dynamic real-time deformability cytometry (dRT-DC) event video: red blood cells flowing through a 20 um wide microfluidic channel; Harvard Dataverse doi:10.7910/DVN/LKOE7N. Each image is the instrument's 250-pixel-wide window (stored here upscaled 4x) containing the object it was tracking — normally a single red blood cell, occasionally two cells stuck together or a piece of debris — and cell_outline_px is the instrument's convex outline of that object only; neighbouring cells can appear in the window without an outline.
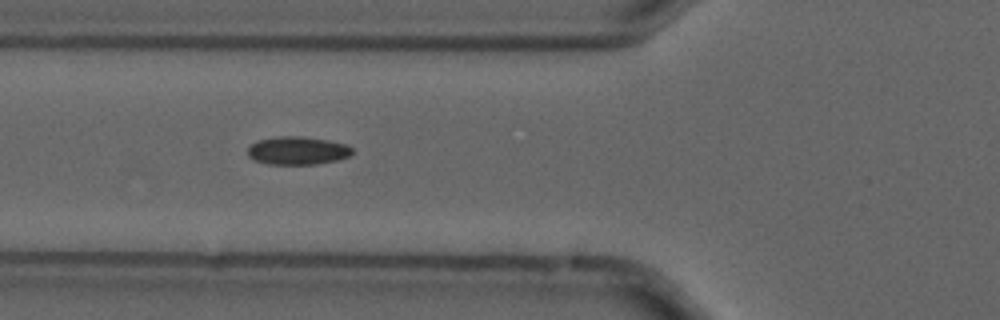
{"species": "common noctule bat (a hibernating species)", "species_latin": "Nyctalus noctula", "temperature_condition": "cold", "stored_images_in_passage": 5, "camera_frame_rate_fps": 3000, "um_per_image_px": 0.085, "animal": {"sex": "male", "forearm_length_mm": 52.5}, "frame": {"image": 1, "passage_image": 2, "time_ms": 0.333, "image_size_px": [1000, 320], "cell_outline_px": [[352, 152], [348, 156], [336, 160], [316, 164], [268, 164], [252, 160], [248, 156], [248, 148], [256, 140], [280, 136], [300, 136], [328, 140], [348, 144], [352, 148]], "centroid_in_image_um": [25.26, 12.8], "position_along_channel_um": 100.5, "area_um2": 17.17}}
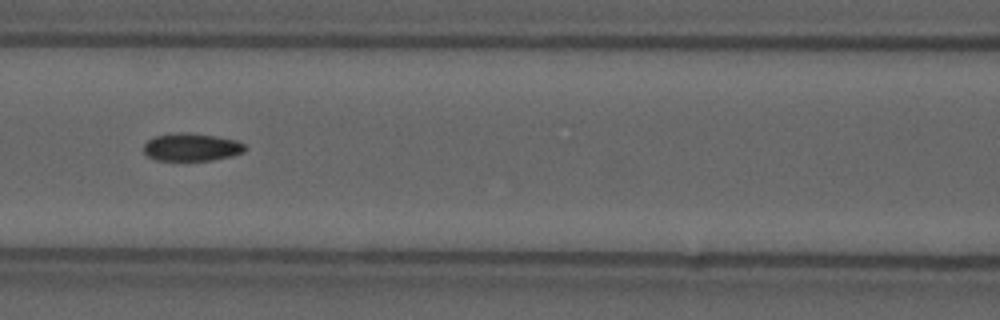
{"frame": {"image": 2, "passage_image": 3, "time_ms": 0.667, "image_size_px": [1000, 320], "cell_outline_px": [[248, 148], [244, 152], [232, 156], [212, 160], [156, 160], [148, 156], [144, 152], [144, 144], [148, 140], [156, 136], [176, 132], [184, 132], [216, 136], [236, 140], [244, 144]], "centroid_in_image_um": [16.3, 12.5], "position_along_channel_um": 150.3, "area_um2": 16.42}}
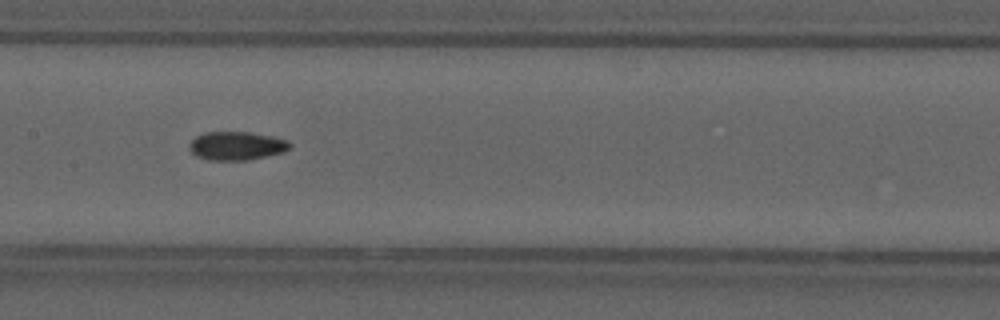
{"frame": {"image": 3, "passage_image": 4, "time_ms": 1.0, "image_size_px": [1000, 320], "cell_outline_px": [[292, 144], [284, 152], [248, 160], [208, 160], [196, 156], [188, 148], [188, 144], [196, 136], [204, 132], [248, 132], [272, 136], [288, 140]], "centroid_in_image_um": [20.09, 12.39], "position_along_channel_um": 187.3, "area_um2": 16.76}}